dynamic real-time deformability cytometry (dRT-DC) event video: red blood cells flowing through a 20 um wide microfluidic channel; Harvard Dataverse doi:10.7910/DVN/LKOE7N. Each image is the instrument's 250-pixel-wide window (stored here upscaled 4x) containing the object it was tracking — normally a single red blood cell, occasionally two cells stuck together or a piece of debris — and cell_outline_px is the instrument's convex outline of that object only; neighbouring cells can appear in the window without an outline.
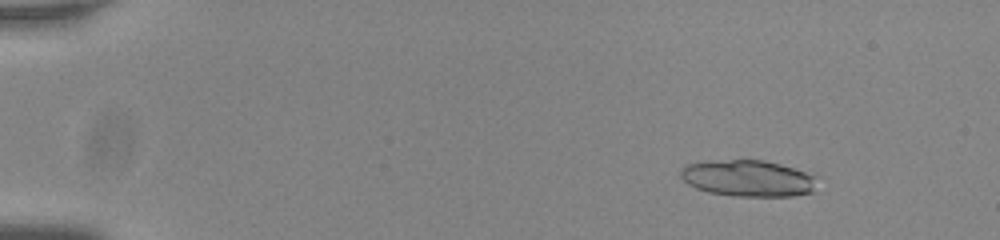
{"species": "common noctule bat (a hibernating species)", "species_latin": "Nyctalus noctula", "temperature_condition": "room temperature", "stored_images_in_passage": 23, "camera_frame_rate_fps": 3000, "um_per_image_px": 0.085, "animal": {"sex": "male", "body_mass_g": 20.0, "forearm_length_mm": 53.3}, "frame": {"image": 1, "passage_image": 8, "time_ms": 2.333, "image_size_px": [1000, 240], "cell_outline_px": [[816, 176], [812, 192], [792, 196], [732, 196], [708, 192], [696, 188], [688, 184], [680, 176], [680, 168], [688, 164], [704, 160], [764, 160], [780, 164]], "centroid_in_image_um": [63.51, 15.15], "position_along_channel_um": 21.5, "area_um2": 28.96}}